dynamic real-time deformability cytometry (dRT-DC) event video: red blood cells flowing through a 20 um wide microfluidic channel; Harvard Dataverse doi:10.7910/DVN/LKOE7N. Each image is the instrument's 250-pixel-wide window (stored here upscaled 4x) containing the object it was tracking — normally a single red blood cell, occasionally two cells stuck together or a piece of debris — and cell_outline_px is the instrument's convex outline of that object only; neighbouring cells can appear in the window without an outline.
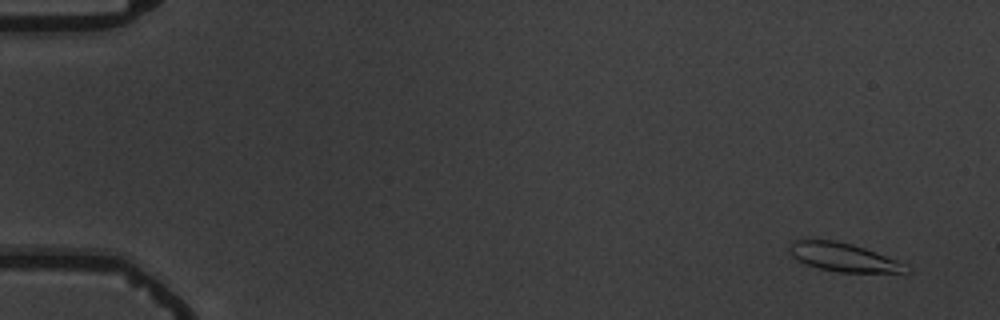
{"species": "common noctule bat (a hibernating species)", "species_latin": "Nyctalus noctula", "temperature_condition": "warm", "stored_images_in_passage": 5, "camera_frame_rate_fps": 3000, "um_per_image_px": 0.085, "animal": {"sex": "male", "body_mass_g": 19.5, "forearm_length_mm": 54.6}, "frame": {"image": 1, "passage_image": 1, "time_ms": 0.0, "image_size_px": [1000, 320], "cell_outline_px": [[908, 272], [840, 272], [820, 268], [796, 260], [792, 256], [788, 248], [792, 240], [836, 240], [852, 244], [864, 248], [896, 260], [904, 264]], "centroid_in_image_um": [71.62, 21.85], "position_along_channel_um": 13.4, "area_um2": 18.9}}
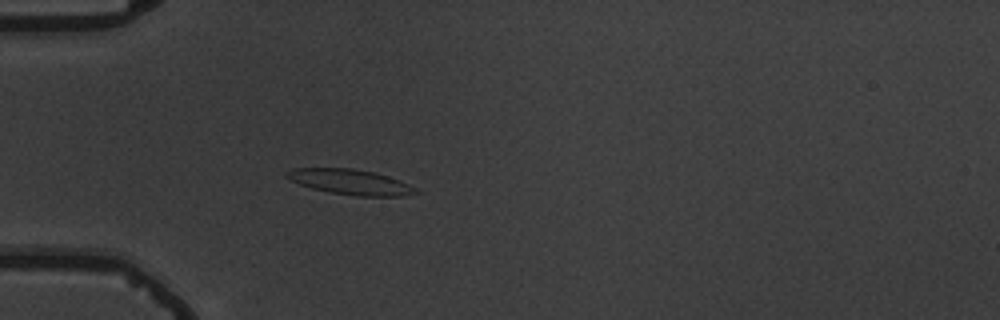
{"frame": {"image": 2, "passage_image": 5, "time_ms": 4.667, "image_size_px": [1000, 320], "cell_outline_px": [[420, 192], [400, 196], [356, 196], [332, 192], [312, 188], [300, 184], [284, 176], [284, 172], [292, 168], [352, 168], [372, 172], [388, 176], [408, 184], [416, 188]], "centroid_in_image_um": [29.75, 15.46], "position_along_channel_um": 55.2, "area_um2": 18.79}}